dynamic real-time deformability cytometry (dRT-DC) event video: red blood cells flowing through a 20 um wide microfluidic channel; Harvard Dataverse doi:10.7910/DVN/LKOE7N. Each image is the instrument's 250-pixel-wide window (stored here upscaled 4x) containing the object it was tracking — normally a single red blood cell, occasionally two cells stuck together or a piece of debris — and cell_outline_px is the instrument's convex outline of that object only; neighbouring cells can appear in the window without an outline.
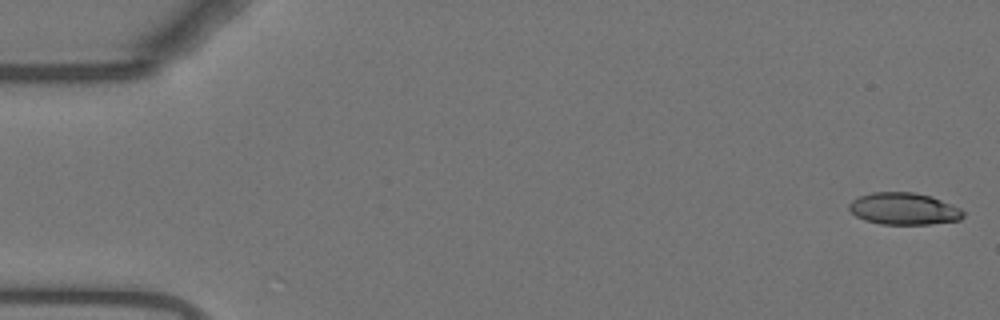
{"species": "Egyptian fruit bat (a non-hibernating species)", "species_latin": "Rousettus aegyptiacus", "temperature_condition": "warm", "stored_images_in_passage": 17, "camera_frame_rate_fps": 3000, "um_per_image_px": 0.085, "animal": {"sex": "female"}, "frame": {"image": 1, "passage_image": 1, "time_ms": 0.0, "image_size_px": [1000, 320], "cell_outline_px": [[964, 216], [960, 220], [928, 224], [880, 224], [864, 220], [856, 216], [848, 208], [848, 204], [852, 200], [860, 196], [872, 192], [916, 192], [932, 196], [952, 204], [960, 208], [964, 212]], "centroid_in_image_um": [76.83, 17.74], "position_along_channel_um": 8.2, "area_um2": 21.39}}
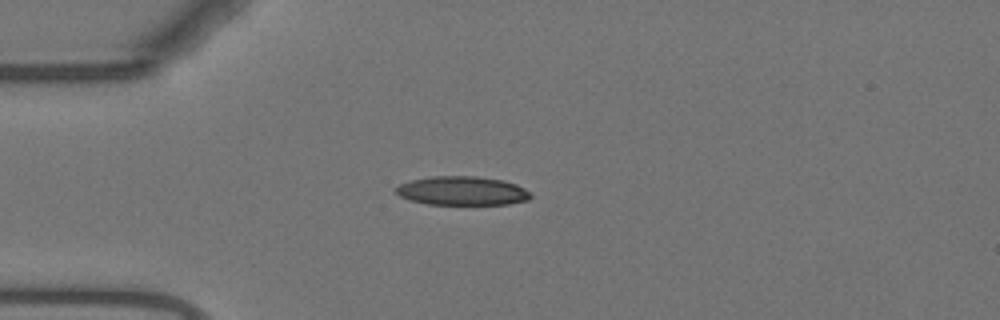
{"frame": {"image": 2, "passage_image": 14, "time_ms": 4.333, "image_size_px": [1000, 320], "cell_outline_px": [[532, 196], [528, 200], [508, 204], [428, 204], [412, 200], [400, 196], [392, 192], [400, 184], [408, 180], [432, 176], [476, 176], [504, 180], [516, 184], [532, 192]], "centroid_in_image_um": [39.29, 16.21], "position_along_channel_um": 45.7, "area_um2": 22.83}}